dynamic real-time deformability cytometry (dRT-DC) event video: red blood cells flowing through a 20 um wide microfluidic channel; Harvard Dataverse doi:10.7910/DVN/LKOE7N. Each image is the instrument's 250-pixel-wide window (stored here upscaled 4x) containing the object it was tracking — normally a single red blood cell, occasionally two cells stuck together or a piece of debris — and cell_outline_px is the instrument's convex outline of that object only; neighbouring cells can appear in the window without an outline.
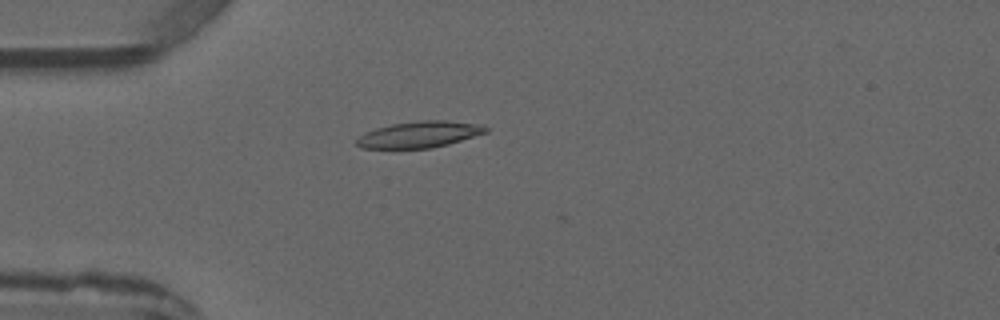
{"species": "common noctule bat (a hibernating species)", "species_latin": "Nyctalus noctula", "temperature_condition": "warm", "stored_images_in_passage": 1, "camera_frame_rate_fps": 3000, "um_per_image_px": 0.085, "animal": {"sex": "male", "forearm_length_mm": 52.5}, "frame": {"image": 1, "passage_image": 1, "time_ms": 0.0, "image_size_px": [1000, 320], "cell_outline_px": [[488, 132], [448, 144], [432, 148], [360, 148], [356, 144], [356, 140], [364, 132], [376, 128], [392, 124], [420, 120], [444, 120], [480, 124], [488, 128]], "centroid_in_image_um": [35.64, 11.43], "position_along_channel_um": 49.4, "area_um2": 19.77}}